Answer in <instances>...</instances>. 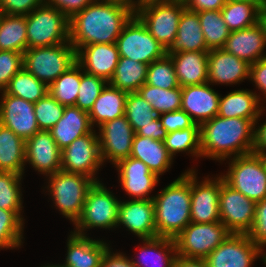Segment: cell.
Listing matches in <instances>:
<instances>
[{
    "instance_id": "f907efd6",
    "label": "cell",
    "mask_w": 266,
    "mask_h": 267,
    "mask_svg": "<svg viewBox=\"0 0 266 267\" xmlns=\"http://www.w3.org/2000/svg\"><path fill=\"white\" fill-rule=\"evenodd\" d=\"M163 115V116H162ZM167 133L183 130L190 127H200L182 109L158 115Z\"/></svg>"
},
{
    "instance_id": "f35d334b",
    "label": "cell",
    "mask_w": 266,
    "mask_h": 267,
    "mask_svg": "<svg viewBox=\"0 0 266 267\" xmlns=\"http://www.w3.org/2000/svg\"><path fill=\"white\" fill-rule=\"evenodd\" d=\"M201 30L209 50L223 48L230 31L224 22L221 10L198 12Z\"/></svg>"
},
{
    "instance_id": "d6a6232c",
    "label": "cell",
    "mask_w": 266,
    "mask_h": 267,
    "mask_svg": "<svg viewBox=\"0 0 266 267\" xmlns=\"http://www.w3.org/2000/svg\"><path fill=\"white\" fill-rule=\"evenodd\" d=\"M147 69L148 65L145 63L120 57L108 84L127 93L138 92L139 88L146 83Z\"/></svg>"
},
{
    "instance_id": "7402d4cb",
    "label": "cell",
    "mask_w": 266,
    "mask_h": 267,
    "mask_svg": "<svg viewBox=\"0 0 266 267\" xmlns=\"http://www.w3.org/2000/svg\"><path fill=\"white\" fill-rule=\"evenodd\" d=\"M265 46L266 34L261 23L257 22L245 29L230 32L223 49L251 65L266 57L262 54Z\"/></svg>"
},
{
    "instance_id": "30bf717a",
    "label": "cell",
    "mask_w": 266,
    "mask_h": 267,
    "mask_svg": "<svg viewBox=\"0 0 266 267\" xmlns=\"http://www.w3.org/2000/svg\"><path fill=\"white\" fill-rule=\"evenodd\" d=\"M224 182L234 190L255 202L266 197V170L256 153L236 156L231 159Z\"/></svg>"
},
{
    "instance_id": "484cf974",
    "label": "cell",
    "mask_w": 266,
    "mask_h": 267,
    "mask_svg": "<svg viewBox=\"0 0 266 267\" xmlns=\"http://www.w3.org/2000/svg\"><path fill=\"white\" fill-rule=\"evenodd\" d=\"M169 56L181 88L208 83V51L179 52Z\"/></svg>"
},
{
    "instance_id": "ac0fdd59",
    "label": "cell",
    "mask_w": 266,
    "mask_h": 267,
    "mask_svg": "<svg viewBox=\"0 0 266 267\" xmlns=\"http://www.w3.org/2000/svg\"><path fill=\"white\" fill-rule=\"evenodd\" d=\"M117 224H124L141 239L158 237L153 200L134 198L131 201L120 202Z\"/></svg>"
},
{
    "instance_id": "94428289",
    "label": "cell",
    "mask_w": 266,
    "mask_h": 267,
    "mask_svg": "<svg viewBox=\"0 0 266 267\" xmlns=\"http://www.w3.org/2000/svg\"><path fill=\"white\" fill-rule=\"evenodd\" d=\"M103 2H114V3H119L122 5H125L127 7H129L130 9H132L134 12L137 10L138 8V3H135L132 0H103ZM137 4V6H136Z\"/></svg>"
},
{
    "instance_id": "7a4b0ae2",
    "label": "cell",
    "mask_w": 266,
    "mask_h": 267,
    "mask_svg": "<svg viewBox=\"0 0 266 267\" xmlns=\"http://www.w3.org/2000/svg\"><path fill=\"white\" fill-rule=\"evenodd\" d=\"M255 124L251 119L218 115L204 122L200 126L201 156L223 160L232 154L252 153Z\"/></svg>"
},
{
    "instance_id": "277c9868",
    "label": "cell",
    "mask_w": 266,
    "mask_h": 267,
    "mask_svg": "<svg viewBox=\"0 0 266 267\" xmlns=\"http://www.w3.org/2000/svg\"><path fill=\"white\" fill-rule=\"evenodd\" d=\"M27 49L69 42V18L46 2L26 15Z\"/></svg>"
},
{
    "instance_id": "d590c367",
    "label": "cell",
    "mask_w": 266,
    "mask_h": 267,
    "mask_svg": "<svg viewBox=\"0 0 266 267\" xmlns=\"http://www.w3.org/2000/svg\"><path fill=\"white\" fill-rule=\"evenodd\" d=\"M82 67L76 62L48 85V93L61 105L75 106L81 82Z\"/></svg>"
},
{
    "instance_id": "8992f818",
    "label": "cell",
    "mask_w": 266,
    "mask_h": 267,
    "mask_svg": "<svg viewBox=\"0 0 266 267\" xmlns=\"http://www.w3.org/2000/svg\"><path fill=\"white\" fill-rule=\"evenodd\" d=\"M184 0L154 1L137 8L135 15L149 33L167 50L176 38Z\"/></svg>"
},
{
    "instance_id": "816d5d0a",
    "label": "cell",
    "mask_w": 266,
    "mask_h": 267,
    "mask_svg": "<svg viewBox=\"0 0 266 267\" xmlns=\"http://www.w3.org/2000/svg\"><path fill=\"white\" fill-rule=\"evenodd\" d=\"M45 0H0V13L7 15H28Z\"/></svg>"
},
{
    "instance_id": "6f0895ef",
    "label": "cell",
    "mask_w": 266,
    "mask_h": 267,
    "mask_svg": "<svg viewBox=\"0 0 266 267\" xmlns=\"http://www.w3.org/2000/svg\"><path fill=\"white\" fill-rule=\"evenodd\" d=\"M100 267H136L132 260H129L124 255L120 254H111L109 248L105 251Z\"/></svg>"
},
{
    "instance_id": "8fae6325",
    "label": "cell",
    "mask_w": 266,
    "mask_h": 267,
    "mask_svg": "<svg viewBox=\"0 0 266 267\" xmlns=\"http://www.w3.org/2000/svg\"><path fill=\"white\" fill-rule=\"evenodd\" d=\"M119 203L102 183L95 182L88 190L80 218L75 223L74 233L84 236L86 228H112L117 225Z\"/></svg>"
},
{
    "instance_id": "6da1fadb",
    "label": "cell",
    "mask_w": 266,
    "mask_h": 267,
    "mask_svg": "<svg viewBox=\"0 0 266 267\" xmlns=\"http://www.w3.org/2000/svg\"><path fill=\"white\" fill-rule=\"evenodd\" d=\"M134 14L125 5L94 0L69 19V42L76 52L86 45L115 43Z\"/></svg>"
},
{
    "instance_id": "7bdbcfd3",
    "label": "cell",
    "mask_w": 266,
    "mask_h": 267,
    "mask_svg": "<svg viewBox=\"0 0 266 267\" xmlns=\"http://www.w3.org/2000/svg\"><path fill=\"white\" fill-rule=\"evenodd\" d=\"M146 84L162 89L179 87L175 66L169 55L148 65Z\"/></svg>"
},
{
    "instance_id": "c3c4849f",
    "label": "cell",
    "mask_w": 266,
    "mask_h": 267,
    "mask_svg": "<svg viewBox=\"0 0 266 267\" xmlns=\"http://www.w3.org/2000/svg\"><path fill=\"white\" fill-rule=\"evenodd\" d=\"M23 68V53L0 50V89L5 90L10 79Z\"/></svg>"
},
{
    "instance_id": "680465c9",
    "label": "cell",
    "mask_w": 266,
    "mask_h": 267,
    "mask_svg": "<svg viewBox=\"0 0 266 267\" xmlns=\"http://www.w3.org/2000/svg\"><path fill=\"white\" fill-rule=\"evenodd\" d=\"M173 267H208L205 259L187 258L176 255Z\"/></svg>"
},
{
    "instance_id": "f546056e",
    "label": "cell",
    "mask_w": 266,
    "mask_h": 267,
    "mask_svg": "<svg viewBox=\"0 0 266 267\" xmlns=\"http://www.w3.org/2000/svg\"><path fill=\"white\" fill-rule=\"evenodd\" d=\"M259 101V96L256 93L247 90H235L224 98L220 97L218 116L246 118L256 122L263 111L258 106Z\"/></svg>"
},
{
    "instance_id": "9a60e30c",
    "label": "cell",
    "mask_w": 266,
    "mask_h": 267,
    "mask_svg": "<svg viewBox=\"0 0 266 267\" xmlns=\"http://www.w3.org/2000/svg\"><path fill=\"white\" fill-rule=\"evenodd\" d=\"M99 128L98 139L103 162L110 159L115 165L118 161L130 156L135 132L125 115L107 121Z\"/></svg>"
},
{
    "instance_id": "4316f807",
    "label": "cell",
    "mask_w": 266,
    "mask_h": 267,
    "mask_svg": "<svg viewBox=\"0 0 266 267\" xmlns=\"http://www.w3.org/2000/svg\"><path fill=\"white\" fill-rule=\"evenodd\" d=\"M191 51H209V49L201 30L198 12L185 8L179 20L176 38L166 50V55Z\"/></svg>"
},
{
    "instance_id": "836d02e7",
    "label": "cell",
    "mask_w": 266,
    "mask_h": 267,
    "mask_svg": "<svg viewBox=\"0 0 266 267\" xmlns=\"http://www.w3.org/2000/svg\"><path fill=\"white\" fill-rule=\"evenodd\" d=\"M263 1H228L221 14L230 32L250 27L259 22V9Z\"/></svg>"
},
{
    "instance_id": "f6af8a7d",
    "label": "cell",
    "mask_w": 266,
    "mask_h": 267,
    "mask_svg": "<svg viewBox=\"0 0 266 267\" xmlns=\"http://www.w3.org/2000/svg\"><path fill=\"white\" fill-rule=\"evenodd\" d=\"M22 175L0 171V209L9 211L22 210L19 182Z\"/></svg>"
},
{
    "instance_id": "be15d7a7",
    "label": "cell",
    "mask_w": 266,
    "mask_h": 267,
    "mask_svg": "<svg viewBox=\"0 0 266 267\" xmlns=\"http://www.w3.org/2000/svg\"><path fill=\"white\" fill-rule=\"evenodd\" d=\"M265 152L266 151L253 152V153H256L259 156V158H260V160H261V162H262V164L266 170V153Z\"/></svg>"
},
{
    "instance_id": "f1b7e54d",
    "label": "cell",
    "mask_w": 266,
    "mask_h": 267,
    "mask_svg": "<svg viewBox=\"0 0 266 267\" xmlns=\"http://www.w3.org/2000/svg\"><path fill=\"white\" fill-rule=\"evenodd\" d=\"M130 157L142 161L149 170L159 176L165 172L172 162V156L163 141L134 135Z\"/></svg>"
},
{
    "instance_id": "83f0119b",
    "label": "cell",
    "mask_w": 266,
    "mask_h": 267,
    "mask_svg": "<svg viewBox=\"0 0 266 267\" xmlns=\"http://www.w3.org/2000/svg\"><path fill=\"white\" fill-rule=\"evenodd\" d=\"M67 243L65 267H100L102 257L109 248L102 241L92 240L74 232Z\"/></svg>"
},
{
    "instance_id": "52a82bcc",
    "label": "cell",
    "mask_w": 266,
    "mask_h": 267,
    "mask_svg": "<svg viewBox=\"0 0 266 267\" xmlns=\"http://www.w3.org/2000/svg\"><path fill=\"white\" fill-rule=\"evenodd\" d=\"M50 193L56 206L74 224L81 216L88 190L95 181L83 174L58 171L50 174Z\"/></svg>"
},
{
    "instance_id": "db71d44e",
    "label": "cell",
    "mask_w": 266,
    "mask_h": 267,
    "mask_svg": "<svg viewBox=\"0 0 266 267\" xmlns=\"http://www.w3.org/2000/svg\"><path fill=\"white\" fill-rule=\"evenodd\" d=\"M135 134L157 141H164L168 133L164 129L163 123L160 120L159 116H157L155 119H153L152 124L138 129Z\"/></svg>"
},
{
    "instance_id": "4dcf8cb0",
    "label": "cell",
    "mask_w": 266,
    "mask_h": 267,
    "mask_svg": "<svg viewBox=\"0 0 266 267\" xmlns=\"http://www.w3.org/2000/svg\"><path fill=\"white\" fill-rule=\"evenodd\" d=\"M25 141L0 123V171L23 175Z\"/></svg>"
},
{
    "instance_id": "74e56055",
    "label": "cell",
    "mask_w": 266,
    "mask_h": 267,
    "mask_svg": "<svg viewBox=\"0 0 266 267\" xmlns=\"http://www.w3.org/2000/svg\"><path fill=\"white\" fill-rule=\"evenodd\" d=\"M138 93L160 115L181 109L182 88L162 89L149 84H143Z\"/></svg>"
},
{
    "instance_id": "f5cc1de1",
    "label": "cell",
    "mask_w": 266,
    "mask_h": 267,
    "mask_svg": "<svg viewBox=\"0 0 266 267\" xmlns=\"http://www.w3.org/2000/svg\"><path fill=\"white\" fill-rule=\"evenodd\" d=\"M94 0H46L49 6L55 7L69 19L77 12L82 11L86 6L90 5Z\"/></svg>"
},
{
    "instance_id": "e575fe53",
    "label": "cell",
    "mask_w": 266,
    "mask_h": 267,
    "mask_svg": "<svg viewBox=\"0 0 266 267\" xmlns=\"http://www.w3.org/2000/svg\"><path fill=\"white\" fill-rule=\"evenodd\" d=\"M26 49V15L0 13V50L24 53Z\"/></svg>"
},
{
    "instance_id": "ffe728a7",
    "label": "cell",
    "mask_w": 266,
    "mask_h": 267,
    "mask_svg": "<svg viewBox=\"0 0 266 267\" xmlns=\"http://www.w3.org/2000/svg\"><path fill=\"white\" fill-rule=\"evenodd\" d=\"M208 84L182 87L181 109L200 126L218 115L220 95Z\"/></svg>"
},
{
    "instance_id": "3957f363",
    "label": "cell",
    "mask_w": 266,
    "mask_h": 267,
    "mask_svg": "<svg viewBox=\"0 0 266 267\" xmlns=\"http://www.w3.org/2000/svg\"><path fill=\"white\" fill-rule=\"evenodd\" d=\"M157 236L174 239L191 222V170L153 199Z\"/></svg>"
},
{
    "instance_id": "8d00e7d4",
    "label": "cell",
    "mask_w": 266,
    "mask_h": 267,
    "mask_svg": "<svg viewBox=\"0 0 266 267\" xmlns=\"http://www.w3.org/2000/svg\"><path fill=\"white\" fill-rule=\"evenodd\" d=\"M4 91L35 104L48 94V85L22 68L10 79Z\"/></svg>"
},
{
    "instance_id": "d4e9b609",
    "label": "cell",
    "mask_w": 266,
    "mask_h": 267,
    "mask_svg": "<svg viewBox=\"0 0 266 267\" xmlns=\"http://www.w3.org/2000/svg\"><path fill=\"white\" fill-rule=\"evenodd\" d=\"M88 112L76 106H65L61 119L49 131L57 146L63 150L75 139L92 132Z\"/></svg>"
},
{
    "instance_id": "ba28073f",
    "label": "cell",
    "mask_w": 266,
    "mask_h": 267,
    "mask_svg": "<svg viewBox=\"0 0 266 267\" xmlns=\"http://www.w3.org/2000/svg\"><path fill=\"white\" fill-rule=\"evenodd\" d=\"M232 233L218 222H190L175 238L177 254L187 258L205 259Z\"/></svg>"
},
{
    "instance_id": "ee69618b",
    "label": "cell",
    "mask_w": 266,
    "mask_h": 267,
    "mask_svg": "<svg viewBox=\"0 0 266 267\" xmlns=\"http://www.w3.org/2000/svg\"><path fill=\"white\" fill-rule=\"evenodd\" d=\"M22 221L20 211L0 209V248H16L21 245Z\"/></svg>"
},
{
    "instance_id": "b9f144b4",
    "label": "cell",
    "mask_w": 266,
    "mask_h": 267,
    "mask_svg": "<svg viewBox=\"0 0 266 267\" xmlns=\"http://www.w3.org/2000/svg\"><path fill=\"white\" fill-rule=\"evenodd\" d=\"M134 132L152 124L158 114L153 107L138 93H128L125 101V114Z\"/></svg>"
},
{
    "instance_id": "bcb514c9",
    "label": "cell",
    "mask_w": 266,
    "mask_h": 267,
    "mask_svg": "<svg viewBox=\"0 0 266 267\" xmlns=\"http://www.w3.org/2000/svg\"><path fill=\"white\" fill-rule=\"evenodd\" d=\"M106 82L107 81L101 77L82 71L75 106L89 113L94 102L106 87Z\"/></svg>"
},
{
    "instance_id": "9c48e42d",
    "label": "cell",
    "mask_w": 266,
    "mask_h": 267,
    "mask_svg": "<svg viewBox=\"0 0 266 267\" xmlns=\"http://www.w3.org/2000/svg\"><path fill=\"white\" fill-rule=\"evenodd\" d=\"M115 44L120 57L147 65L166 55V49L149 33L135 14L124 25Z\"/></svg>"
},
{
    "instance_id": "e0dca14e",
    "label": "cell",
    "mask_w": 266,
    "mask_h": 267,
    "mask_svg": "<svg viewBox=\"0 0 266 267\" xmlns=\"http://www.w3.org/2000/svg\"><path fill=\"white\" fill-rule=\"evenodd\" d=\"M196 175L191 170V222L213 223L220 221L219 195L223 177L215 181L205 179L196 183Z\"/></svg>"
},
{
    "instance_id": "ab89813d",
    "label": "cell",
    "mask_w": 266,
    "mask_h": 267,
    "mask_svg": "<svg viewBox=\"0 0 266 267\" xmlns=\"http://www.w3.org/2000/svg\"><path fill=\"white\" fill-rule=\"evenodd\" d=\"M143 241H145L146 246L142 247V249H140L141 251V258L143 260V262L141 263V259L139 261H134L132 259L133 264L136 267H148V262L146 260L147 256L151 255L150 258H152V254L156 255L154 257V262L156 259V263L162 264L161 267H173L175 258L177 255V251H176V244L174 239L171 238H165V237H155V238H150V239H143ZM160 249L161 251H158ZM168 250L167 253L169 254L170 252L174 251L175 255L173 254V256H168L167 253H165V251L163 252V250ZM149 259V258H148ZM146 260V261H145ZM145 261V262H144ZM154 262L152 264H154ZM153 267H155L154 265H151ZM150 266V267H151Z\"/></svg>"
},
{
    "instance_id": "e7e4bbea",
    "label": "cell",
    "mask_w": 266,
    "mask_h": 267,
    "mask_svg": "<svg viewBox=\"0 0 266 267\" xmlns=\"http://www.w3.org/2000/svg\"><path fill=\"white\" fill-rule=\"evenodd\" d=\"M154 1H165V0H138V7L143 5V4H146L149 2H154Z\"/></svg>"
},
{
    "instance_id": "cb8c5ba5",
    "label": "cell",
    "mask_w": 266,
    "mask_h": 267,
    "mask_svg": "<svg viewBox=\"0 0 266 267\" xmlns=\"http://www.w3.org/2000/svg\"><path fill=\"white\" fill-rule=\"evenodd\" d=\"M245 60L226 52L223 48L208 51V83L233 84L249 78Z\"/></svg>"
},
{
    "instance_id": "5bb4252c",
    "label": "cell",
    "mask_w": 266,
    "mask_h": 267,
    "mask_svg": "<svg viewBox=\"0 0 266 267\" xmlns=\"http://www.w3.org/2000/svg\"><path fill=\"white\" fill-rule=\"evenodd\" d=\"M262 249L252 242L248 234L232 233L205 261L208 267H250Z\"/></svg>"
},
{
    "instance_id": "03108f58",
    "label": "cell",
    "mask_w": 266,
    "mask_h": 267,
    "mask_svg": "<svg viewBox=\"0 0 266 267\" xmlns=\"http://www.w3.org/2000/svg\"><path fill=\"white\" fill-rule=\"evenodd\" d=\"M228 1H262V0H228Z\"/></svg>"
},
{
    "instance_id": "4fadbf2b",
    "label": "cell",
    "mask_w": 266,
    "mask_h": 267,
    "mask_svg": "<svg viewBox=\"0 0 266 267\" xmlns=\"http://www.w3.org/2000/svg\"><path fill=\"white\" fill-rule=\"evenodd\" d=\"M99 136L93 131L75 139L62 150L61 170L69 173H78L92 178L95 182V171L103 163Z\"/></svg>"
},
{
    "instance_id": "11a10c76",
    "label": "cell",
    "mask_w": 266,
    "mask_h": 267,
    "mask_svg": "<svg viewBox=\"0 0 266 267\" xmlns=\"http://www.w3.org/2000/svg\"><path fill=\"white\" fill-rule=\"evenodd\" d=\"M249 78L266 95V57L250 65Z\"/></svg>"
},
{
    "instance_id": "681fc988",
    "label": "cell",
    "mask_w": 266,
    "mask_h": 267,
    "mask_svg": "<svg viewBox=\"0 0 266 267\" xmlns=\"http://www.w3.org/2000/svg\"><path fill=\"white\" fill-rule=\"evenodd\" d=\"M248 236L260 248L266 245V197L256 202L253 227L248 232Z\"/></svg>"
},
{
    "instance_id": "91938a15",
    "label": "cell",
    "mask_w": 266,
    "mask_h": 267,
    "mask_svg": "<svg viewBox=\"0 0 266 267\" xmlns=\"http://www.w3.org/2000/svg\"><path fill=\"white\" fill-rule=\"evenodd\" d=\"M266 150V122L254 132L253 152Z\"/></svg>"
},
{
    "instance_id": "9f6ffc18",
    "label": "cell",
    "mask_w": 266,
    "mask_h": 267,
    "mask_svg": "<svg viewBox=\"0 0 266 267\" xmlns=\"http://www.w3.org/2000/svg\"><path fill=\"white\" fill-rule=\"evenodd\" d=\"M187 9L195 12L221 10L226 0H184Z\"/></svg>"
},
{
    "instance_id": "6125c7cd",
    "label": "cell",
    "mask_w": 266,
    "mask_h": 267,
    "mask_svg": "<svg viewBox=\"0 0 266 267\" xmlns=\"http://www.w3.org/2000/svg\"><path fill=\"white\" fill-rule=\"evenodd\" d=\"M259 22L266 34V3H262L259 9Z\"/></svg>"
},
{
    "instance_id": "603a6c76",
    "label": "cell",
    "mask_w": 266,
    "mask_h": 267,
    "mask_svg": "<svg viewBox=\"0 0 266 267\" xmlns=\"http://www.w3.org/2000/svg\"><path fill=\"white\" fill-rule=\"evenodd\" d=\"M120 171V180L123 189L137 199H153L148 193L158 183V176L140 160L128 157L118 161L116 164Z\"/></svg>"
},
{
    "instance_id": "5b68a950",
    "label": "cell",
    "mask_w": 266,
    "mask_h": 267,
    "mask_svg": "<svg viewBox=\"0 0 266 267\" xmlns=\"http://www.w3.org/2000/svg\"><path fill=\"white\" fill-rule=\"evenodd\" d=\"M75 63L76 50L70 42L29 48L23 53V68L47 85L54 82Z\"/></svg>"
},
{
    "instance_id": "44dd1931",
    "label": "cell",
    "mask_w": 266,
    "mask_h": 267,
    "mask_svg": "<svg viewBox=\"0 0 266 267\" xmlns=\"http://www.w3.org/2000/svg\"><path fill=\"white\" fill-rule=\"evenodd\" d=\"M119 58L115 43L86 45L76 52V62L82 68L85 67L83 70L105 79L107 83L114 74Z\"/></svg>"
},
{
    "instance_id": "7c38bea8",
    "label": "cell",
    "mask_w": 266,
    "mask_h": 267,
    "mask_svg": "<svg viewBox=\"0 0 266 267\" xmlns=\"http://www.w3.org/2000/svg\"><path fill=\"white\" fill-rule=\"evenodd\" d=\"M256 202L234 190L228 184H221L219 195L220 222L234 234H248L253 227Z\"/></svg>"
},
{
    "instance_id": "60d3db41",
    "label": "cell",
    "mask_w": 266,
    "mask_h": 267,
    "mask_svg": "<svg viewBox=\"0 0 266 267\" xmlns=\"http://www.w3.org/2000/svg\"><path fill=\"white\" fill-rule=\"evenodd\" d=\"M163 143L172 157L181 151H189L193 155L201 156L200 127H190L170 132Z\"/></svg>"
},
{
    "instance_id": "d6986e66",
    "label": "cell",
    "mask_w": 266,
    "mask_h": 267,
    "mask_svg": "<svg viewBox=\"0 0 266 267\" xmlns=\"http://www.w3.org/2000/svg\"><path fill=\"white\" fill-rule=\"evenodd\" d=\"M25 162L42 174H54L61 170L62 150L49 131L39 130L25 141Z\"/></svg>"
},
{
    "instance_id": "2e32d148",
    "label": "cell",
    "mask_w": 266,
    "mask_h": 267,
    "mask_svg": "<svg viewBox=\"0 0 266 267\" xmlns=\"http://www.w3.org/2000/svg\"><path fill=\"white\" fill-rule=\"evenodd\" d=\"M0 102V123L11 129L24 141L34 136L40 129L34 113V103L3 91Z\"/></svg>"
},
{
    "instance_id": "003e7915",
    "label": "cell",
    "mask_w": 266,
    "mask_h": 267,
    "mask_svg": "<svg viewBox=\"0 0 266 267\" xmlns=\"http://www.w3.org/2000/svg\"><path fill=\"white\" fill-rule=\"evenodd\" d=\"M44 267H65L64 265H53V266H50V265H48V266H44Z\"/></svg>"
},
{
    "instance_id": "1f68e13d",
    "label": "cell",
    "mask_w": 266,
    "mask_h": 267,
    "mask_svg": "<svg viewBox=\"0 0 266 267\" xmlns=\"http://www.w3.org/2000/svg\"><path fill=\"white\" fill-rule=\"evenodd\" d=\"M127 94L111 85L105 87L88 113L92 126L95 122L100 126L107 121L122 117L125 114Z\"/></svg>"
},
{
    "instance_id": "7dc6e473",
    "label": "cell",
    "mask_w": 266,
    "mask_h": 267,
    "mask_svg": "<svg viewBox=\"0 0 266 267\" xmlns=\"http://www.w3.org/2000/svg\"><path fill=\"white\" fill-rule=\"evenodd\" d=\"M65 106L49 93L34 104V113L40 130L50 131L61 119Z\"/></svg>"
}]
</instances>
